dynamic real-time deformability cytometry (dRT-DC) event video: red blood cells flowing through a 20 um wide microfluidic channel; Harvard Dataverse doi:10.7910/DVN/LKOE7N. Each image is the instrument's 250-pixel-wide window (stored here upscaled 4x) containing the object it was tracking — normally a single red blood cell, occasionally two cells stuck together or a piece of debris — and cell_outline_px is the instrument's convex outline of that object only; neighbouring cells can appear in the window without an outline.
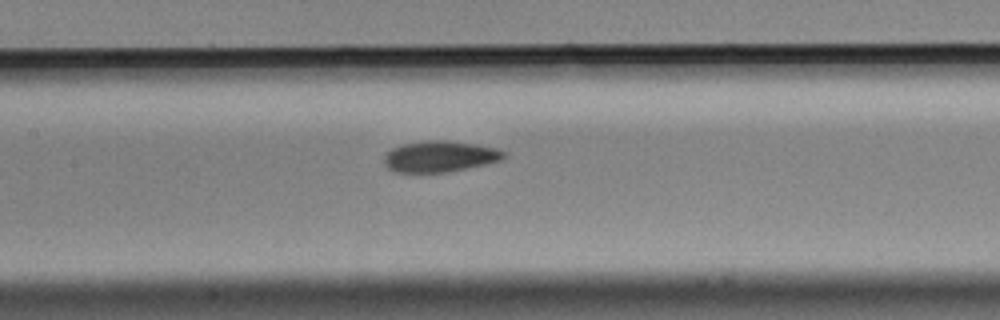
{"species": "Egyptian fruit bat (a non-hibernating species)", "species_latin": "Rousettus aegyptiacus", "temperature_condition": "cold", "stored_images_in_passage": 4, "camera_frame_rate_fps": 3000, "um_per_image_px": 0.085, "animal": {"sex": "male"}, "frame": {"image": 1, "passage_image": 4, "time_ms": 1.0, "image_size_px": [1000, 320], "cell_outline_px": [[508, 156], [500, 160], [468, 168], [448, 172], [396, 172], [388, 168], [384, 164], [384, 156], [392, 148], [404, 144], [424, 140], [444, 140], [476, 144], [496, 148], [508, 152]], "centroid_in_image_um": [37.41, 13.29], "position_along_channel_um": 170.0, "area_um2": 21.73}}